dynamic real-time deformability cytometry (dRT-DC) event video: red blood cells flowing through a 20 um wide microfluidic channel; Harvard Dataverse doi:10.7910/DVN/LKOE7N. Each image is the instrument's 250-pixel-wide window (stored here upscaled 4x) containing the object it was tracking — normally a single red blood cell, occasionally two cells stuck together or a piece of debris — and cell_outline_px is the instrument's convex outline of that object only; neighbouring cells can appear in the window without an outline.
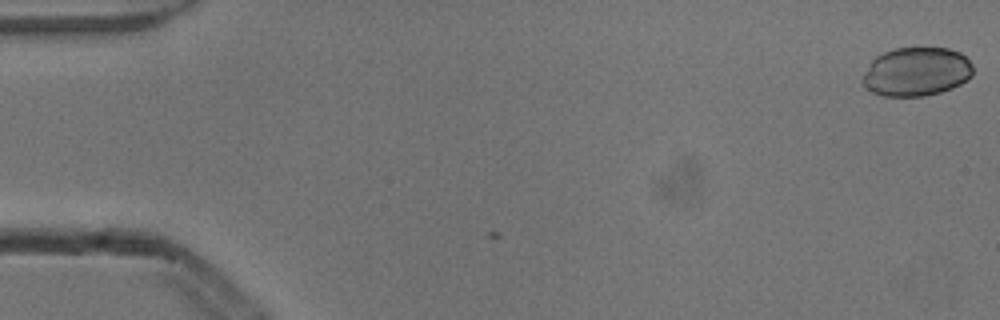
{"species": "common noctule bat (a hibernating species)", "species_latin": "Nyctalus noctula", "temperature_condition": "cold", "stored_images_in_passage": 2, "camera_frame_rate_fps": 3000, "um_per_image_px": 0.085, "animal": {"sex": "male", "body_mass_g": 13.3}, "frame": {"image": 1, "passage_image": 2, "time_ms": 0.333, "image_size_px": [1000, 320], "cell_outline_px": [[972, 76], [960, 84], [952, 88], [940, 92], [924, 96], [884, 96], [872, 92], [864, 88], [860, 80], [872, 60], [876, 56], [884, 52], [896, 48], [948, 48], [960, 52], [972, 64]], "centroid_in_image_um": [77.87, 6.1], "position_along_channel_um": 7.1, "area_um2": 31.5}}